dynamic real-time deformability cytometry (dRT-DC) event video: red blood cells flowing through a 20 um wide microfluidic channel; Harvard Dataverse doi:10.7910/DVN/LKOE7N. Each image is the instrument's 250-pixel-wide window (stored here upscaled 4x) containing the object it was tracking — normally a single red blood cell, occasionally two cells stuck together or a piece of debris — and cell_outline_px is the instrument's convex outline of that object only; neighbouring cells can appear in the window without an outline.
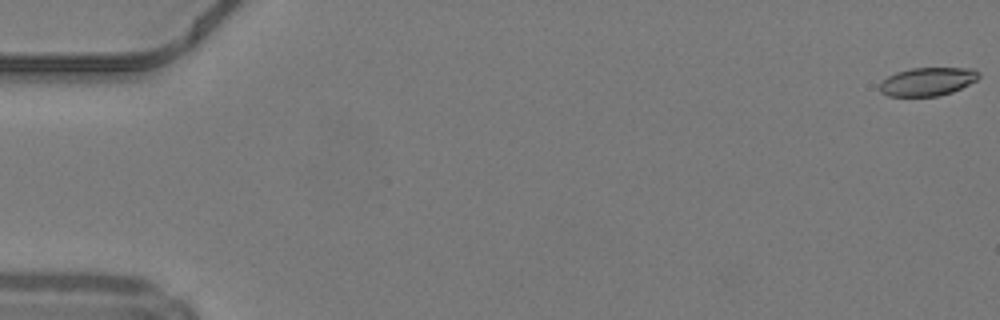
{"species": "common noctule bat (a hibernating species)", "species_latin": "Nyctalus noctula", "temperature_condition": "warm", "stored_images_in_passage": 50, "camera_frame_rate_fps": 3000, "um_per_image_px": 0.085, "animal": {"sex": "male", "body_mass_g": 19.2, "forearm_length_mm": 51.8}, "frame": {"image": 1, "passage_image": 1, "time_ms": 0.0, "image_size_px": [1000, 320], "cell_outline_px": [[980, 76], [976, 80], [952, 92], [936, 96], [888, 96], [880, 92], [880, 84], [888, 76], [896, 72], [912, 68], [972, 68], [980, 72]], "centroid_in_image_um": [78.84, 6.93], "position_along_channel_um": 6.2, "area_um2": 16.24}}
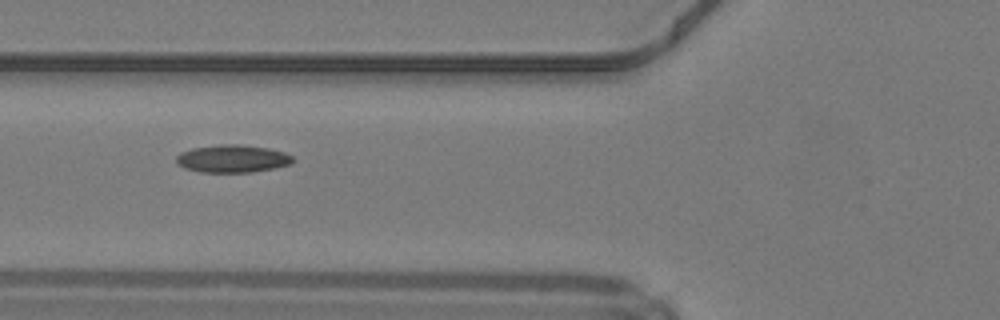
{"frame": {"image": 2, "passage_image": 20, "time_ms": 6.333, "image_size_px": [1000, 320], "cell_outline_px": [[292, 164], [276, 168], [252, 172], [200, 172], [184, 168], [176, 164], [176, 156], [180, 152], [192, 148], [220, 144], [240, 144], [268, 148], [284, 152], [292, 156]], "centroid_in_image_um": [19.74, 13.49], "position_along_channel_um": 106.1, "area_um2": 18.96}}
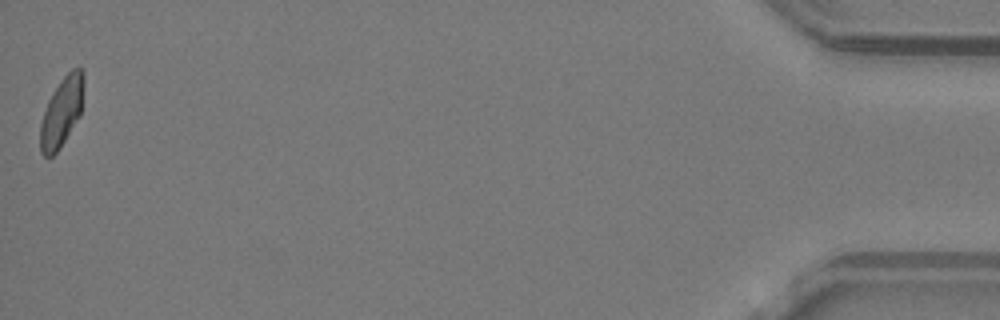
{"frame": {"image": 3, "passage_image": 50, "time_ms": 16.333, "image_size_px": [1000, 320], "cell_outline_px": [[84, 84], [80, 116], [60, 148], [52, 156], [44, 156], [40, 152], [40, 124], [48, 100], [52, 92], [60, 80], [72, 68], [84, 68]], "centroid_in_image_um": [5.25, 9.49], "position_along_channel_um": 429.9, "area_um2": 17.69}, "authors_computed_cell_mechanics": {"area_um2": 17.8313, "velocity_mm_per_s": 4.2234, "shape_relaxation_time_tau1_ms": 5.5878, "shape_relaxation_time_tau2_ms": 2.96, "deformation_change_tau1": 0.1581, "deformation_change_tau2": 0.0899}}